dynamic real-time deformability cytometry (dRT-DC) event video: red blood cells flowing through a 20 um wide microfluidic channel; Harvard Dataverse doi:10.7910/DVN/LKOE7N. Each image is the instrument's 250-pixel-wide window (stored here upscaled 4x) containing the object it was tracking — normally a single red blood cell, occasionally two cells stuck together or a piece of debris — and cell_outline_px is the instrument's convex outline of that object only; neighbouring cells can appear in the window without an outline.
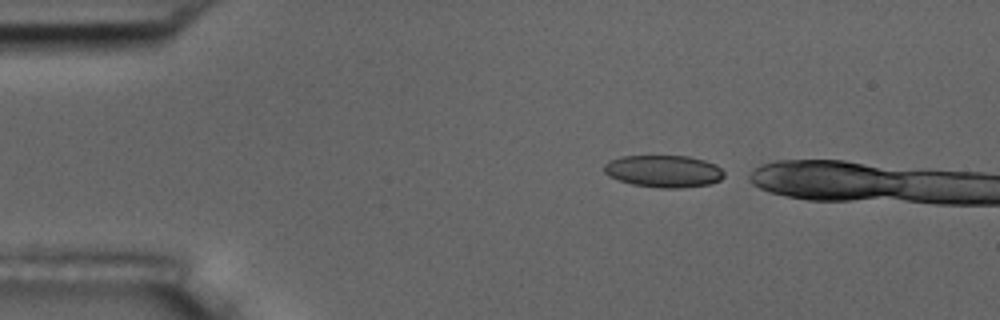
{"species": "common noctule bat (a hibernating species)", "species_latin": "Nyctalus noctula", "temperature_condition": "room temperature", "stored_images_in_passage": 2, "camera_frame_rate_fps": 3000, "um_per_image_px": 0.085, "animal": {"sex": "male", "body_mass_g": 17.5, "forearm_length_mm": 52.3}, "frame": {"image": 1, "passage_image": 1, "time_ms": 0.0, "image_size_px": [1000, 320], "cell_outline_px": [[724, 176], [720, 180], [708, 184], [680, 188], [660, 188], [632, 184], [608, 176], [604, 172], [604, 164], [620, 156], [688, 156], [704, 160], [716, 164], [724, 172]], "centroid_in_image_um": [56.41, 14.55], "position_along_channel_um": 28.6, "area_um2": 22.43}}